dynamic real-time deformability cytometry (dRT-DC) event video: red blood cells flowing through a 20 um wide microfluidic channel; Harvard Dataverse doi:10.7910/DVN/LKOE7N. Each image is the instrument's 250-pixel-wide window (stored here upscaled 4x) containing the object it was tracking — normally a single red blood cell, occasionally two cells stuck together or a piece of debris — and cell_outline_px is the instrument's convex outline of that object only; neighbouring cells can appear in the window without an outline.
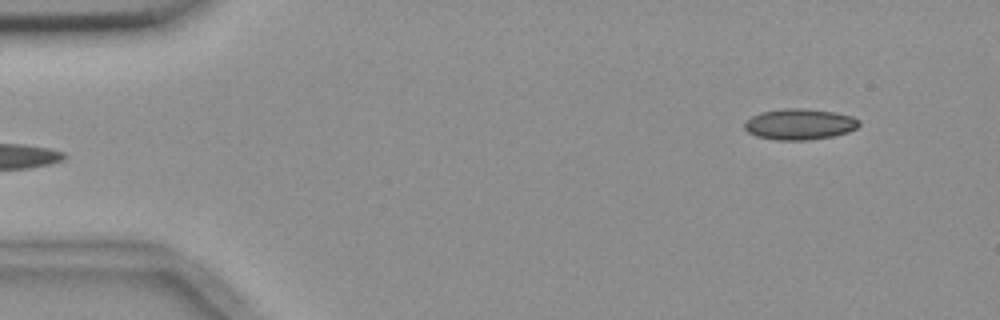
{"species": "common noctule bat (a hibernating species)", "species_latin": "Nyctalus noctula", "temperature_condition": "room temperature", "stored_images_in_passage": 5, "segment_of_instrument_passage": [2, 2], "camera_frame_rate_fps": 3000, "um_per_image_px": 0.085, "animal": {"sex": "female", "body_mass_g": 18.4}, "frame": {"image": 1, "passage_image": 5, "time_ms": 4.333, "image_size_px": [1000, 320], "cell_outline_px": [[860, 124], [856, 128], [848, 132], [832, 136], [808, 140], [776, 140], [756, 136], [748, 132], [744, 128], [744, 120], [760, 112], [784, 108], [804, 108], [836, 112], [852, 116], [860, 120]], "centroid_in_image_um": [67.95, 10.55], "position_along_channel_um": 17.0, "area_um2": 20.87}}